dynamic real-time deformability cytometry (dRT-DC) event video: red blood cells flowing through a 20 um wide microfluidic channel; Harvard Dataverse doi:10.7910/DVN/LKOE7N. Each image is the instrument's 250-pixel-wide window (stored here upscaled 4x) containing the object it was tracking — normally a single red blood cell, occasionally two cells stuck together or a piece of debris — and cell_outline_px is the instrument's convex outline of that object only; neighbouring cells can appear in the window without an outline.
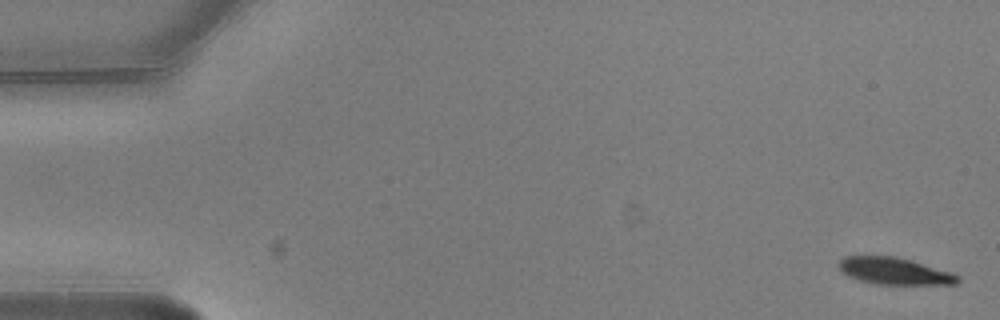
{"species": "common noctule bat (a hibernating species)", "species_latin": "Nyctalus noctula", "temperature_condition": "warm", "stored_images_in_passage": 5, "camera_frame_rate_fps": 3000, "um_per_image_px": 0.085, "animal": {"sex": "male", "body_mass_g": 20.5, "forearm_length_mm": 52.5}, "frame": {"image": 1, "passage_image": 1, "time_ms": 0.0, "image_size_px": [1000, 320], "cell_outline_px": [[960, 280], [956, 284], [876, 284], [860, 280], [848, 276], [836, 264], [844, 256], [896, 256], [912, 260], [952, 272], [960, 276]], "centroid_in_image_um": [76.05, 23.03], "position_along_channel_um": 9.0, "area_um2": 18.67}}
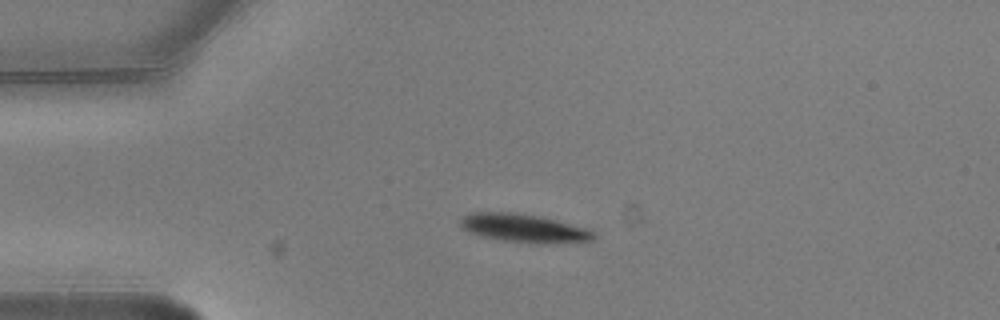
{"frame": {"image": 2, "passage_image": 3, "time_ms": 0.667, "image_size_px": [1000, 320], "cell_outline_px": [[596, 236], [592, 240], [500, 240], [480, 236], [468, 232], [460, 228], [460, 216], [468, 212], [512, 212], [540, 216], [556, 220], [584, 228], [592, 232]], "centroid_in_image_um": [44.29, 19.31], "position_along_channel_um": 40.7, "area_um2": 20.75}}
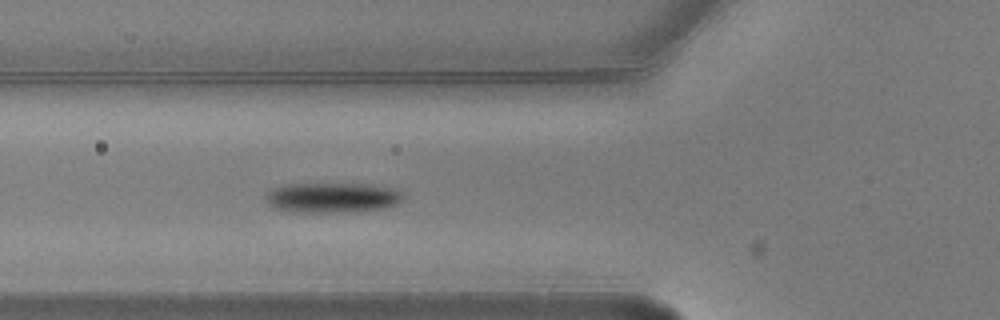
{"frame": {"image": 3, "passage_image": 5, "time_ms": 1.333, "image_size_px": [1000, 320], "cell_outline_px": [[404, 196], [396, 204], [384, 208], [360, 212], [300, 212], [276, 208], [268, 204], [264, 200], [264, 196], [272, 188], [288, 184], [372, 184], [396, 188], [404, 192]], "centroid_in_image_um": [28.29, 16.79], "position_along_channel_um": 97.5, "area_um2": 24.39}}